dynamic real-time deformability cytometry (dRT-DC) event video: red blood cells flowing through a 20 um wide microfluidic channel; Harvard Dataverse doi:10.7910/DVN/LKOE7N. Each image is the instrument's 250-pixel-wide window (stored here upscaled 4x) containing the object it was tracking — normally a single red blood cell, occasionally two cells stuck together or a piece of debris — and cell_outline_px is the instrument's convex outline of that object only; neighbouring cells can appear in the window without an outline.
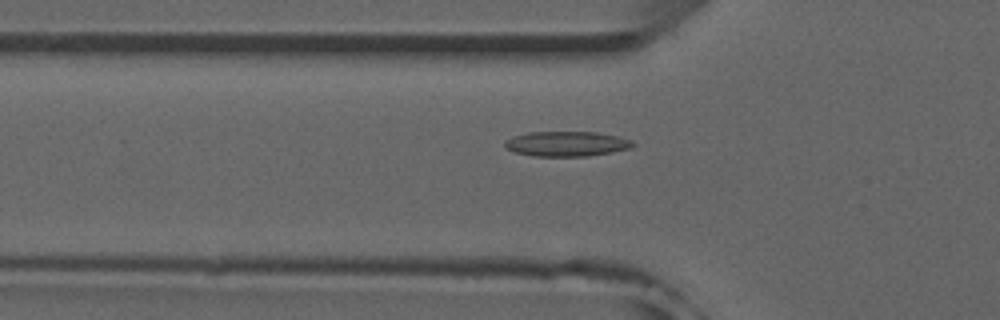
{"species": "common noctule bat (a hibernating species)", "species_latin": "Nyctalus noctula", "temperature_condition": "room temperature", "stored_images_in_passage": 50, "camera_frame_rate_fps": 3000, "um_per_image_px": 0.085, "animal": {"sex": "male", "forearm_length_mm": 52.5}, "frame": {"image": 1, "passage_image": 15, "time_ms": 4.667, "image_size_px": [1000, 320], "cell_outline_px": [[636, 144], [628, 148], [612, 152], [588, 156], [532, 156], [516, 152], [508, 148], [504, 144], [504, 140], [512, 136], [528, 132], [596, 132], [616, 136], [632, 140]], "centroid_in_image_um": [48.14, 12.22], "position_along_channel_um": 77.7, "area_um2": 18.55}, "authors_computed_cell_mechanics": {"area_um2": 16.9932, "velocity_mm_per_s": 3.9558, "shape_relaxation_time_tau1_ms": 10.6601, "shape_relaxation_time_tau2_ms": 10.2625, "deformation_change_tau1": 0.2469, "deformation_change_tau2": 0.1615}}